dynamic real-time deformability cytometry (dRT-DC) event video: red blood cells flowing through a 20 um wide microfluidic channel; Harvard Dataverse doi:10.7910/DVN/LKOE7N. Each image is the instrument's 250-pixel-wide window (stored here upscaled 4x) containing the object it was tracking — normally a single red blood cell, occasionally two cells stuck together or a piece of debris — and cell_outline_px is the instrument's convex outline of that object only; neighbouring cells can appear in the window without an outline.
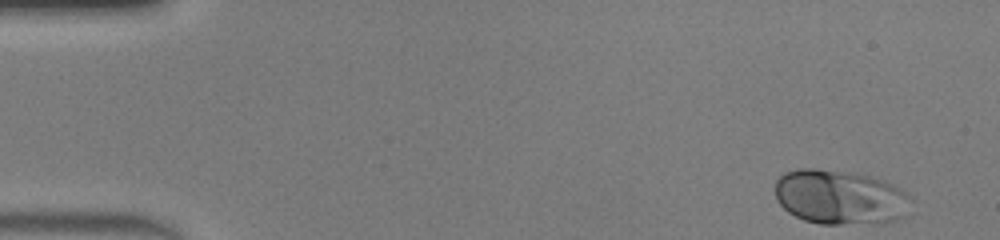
{"species": "human", "species_latin": "Homo sapiens", "temperature_condition": "warm", "stored_images_in_passage": 46, "camera_frame_rate_fps": 3000, "um_per_image_px": 0.085, "donor": {"sex": "male"}, "frame": {"image": 1, "passage_image": 1, "time_ms": 0.0, "image_size_px": [1000, 240], "cell_outline_px": [[912, 200], [908, 216], [884, 224], [820, 224], [804, 220], [788, 212], [776, 200], [776, 180], [784, 172], [800, 168], [816, 168], [852, 172], [888, 180], [908, 192]], "centroid_in_image_um": [71.49, 16.77], "position_along_channel_um": 13.5, "area_um2": 44.45}}
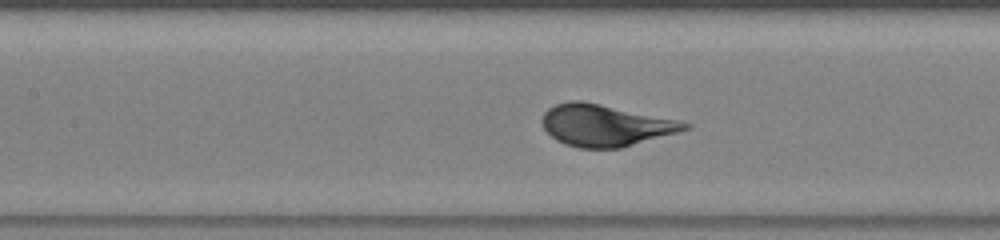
{"frame": {"image": 2, "passage_image": 20, "time_ms": 6.333, "image_size_px": [1000, 240], "cell_outline_px": [[692, 128], [680, 132], [620, 148], [580, 148], [564, 144], [556, 140], [544, 128], [540, 120], [544, 112], [548, 108], [556, 104], [568, 100], [580, 100], [680, 120], [692, 124]], "centroid_in_image_um": [51.46, 10.65], "position_along_channel_um": 155.9, "area_um2": 34.8}}
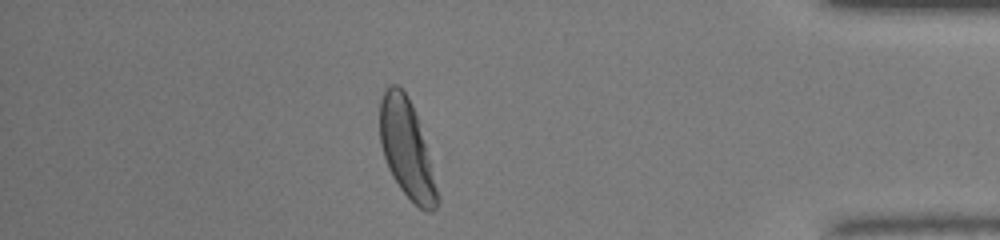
{"frame": {"image": 3, "passage_image": 40, "time_ms": 13.0, "image_size_px": [1000, 240], "cell_outline_px": [[440, 204], [432, 212], [424, 212], [400, 188], [392, 176], [388, 168], [380, 144], [380, 100], [384, 88], [388, 84], [396, 84], [408, 96], [416, 116], [440, 200]], "centroid_in_image_um": [34.53, 12.67], "position_along_channel_um": 400.7, "area_um2": 32.08}, "authors_computed_cell_mechanics": {"area_um2": 34.5933, "velocity_mm_per_s": 4.2385, "shape_relaxation_time_tau1_ms": 2.0125, "shape_relaxation_time_tau2_ms": null, "deformation_change_tau1": 0.1525, "deformation_change_tau2": null}}